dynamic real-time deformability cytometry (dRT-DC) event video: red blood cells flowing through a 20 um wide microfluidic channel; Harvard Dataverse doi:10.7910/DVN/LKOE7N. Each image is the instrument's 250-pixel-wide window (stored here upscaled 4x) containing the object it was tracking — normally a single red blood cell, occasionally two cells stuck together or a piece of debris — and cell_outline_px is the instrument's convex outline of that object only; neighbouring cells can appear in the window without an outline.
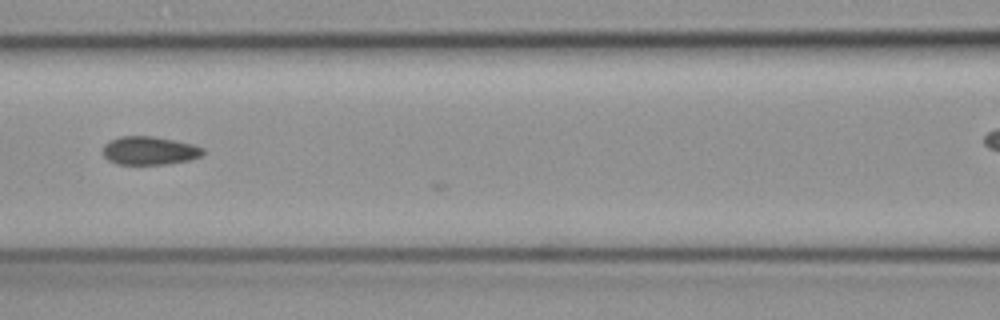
{"species": "common noctule bat (a hibernating species)", "species_latin": "Nyctalus noctula", "temperature_condition": "cold", "stored_images_in_passage": 12, "camera_frame_rate_fps": 3000, "um_per_image_px": 0.085, "animal": {"sex": "female", "body_mass_g": 19.3, "forearm_length_mm": 54.1}, "frame": {"image": 1, "passage_image": 9, "time_ms": 2.667, "image_size_px": [1000, 320], "cell_outline_px": [[204, 152], [200, 156], [192, 160], [168, 164], [116, 164], [108, 160], [104, 156], [104, 144], [108, 140], [120, 136], [152, 136], [192, 144], [204, 148]], "centroid_in_image_um": [12.7, 12.81], "position_along_channel_um": 153.9, "area_um2": 16.59}}